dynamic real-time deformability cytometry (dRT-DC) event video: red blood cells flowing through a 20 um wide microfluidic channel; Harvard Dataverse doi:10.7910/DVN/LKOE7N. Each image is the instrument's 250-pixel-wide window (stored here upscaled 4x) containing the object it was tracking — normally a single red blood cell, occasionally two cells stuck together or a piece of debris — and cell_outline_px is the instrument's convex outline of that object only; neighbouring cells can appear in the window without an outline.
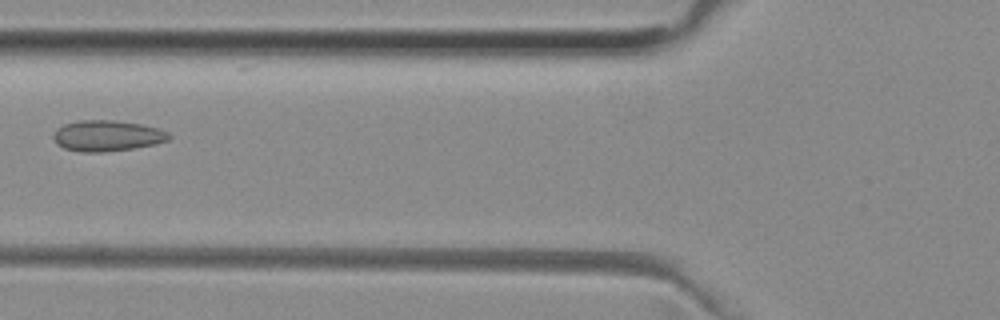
{"species": "common noctule bat (a hibernating species)", "species_latin": "Nyctalus noctula", "temperature_condition": "room temperature", "stored_images_in_passage": 5, "camera_frame_rate_fps": 3000, "um_per_image_px": 0.085, "animal": {"sex": "female", "body_mass_g": 29.2, "forearm_length_mm": 56.3}, "frame": {"image": 1, "passage_image": 5, "time_ms": 1.333, "image_size_px": [1000, 320], "cell_outline_px": [[172, 136], [168, 140], [152, 144], [132, 148], [104, 152], [80, 152], [64, 148], [56, 144], [52, 136], [56, 128], [64, 124], [80, 120], [112, 120], [144, 124], [160, 128], [168, 132]], "centroid_in_image_um": [9.09, 11.53], "position_along_channel_um": 116.7, "area_um2": 20.92}}